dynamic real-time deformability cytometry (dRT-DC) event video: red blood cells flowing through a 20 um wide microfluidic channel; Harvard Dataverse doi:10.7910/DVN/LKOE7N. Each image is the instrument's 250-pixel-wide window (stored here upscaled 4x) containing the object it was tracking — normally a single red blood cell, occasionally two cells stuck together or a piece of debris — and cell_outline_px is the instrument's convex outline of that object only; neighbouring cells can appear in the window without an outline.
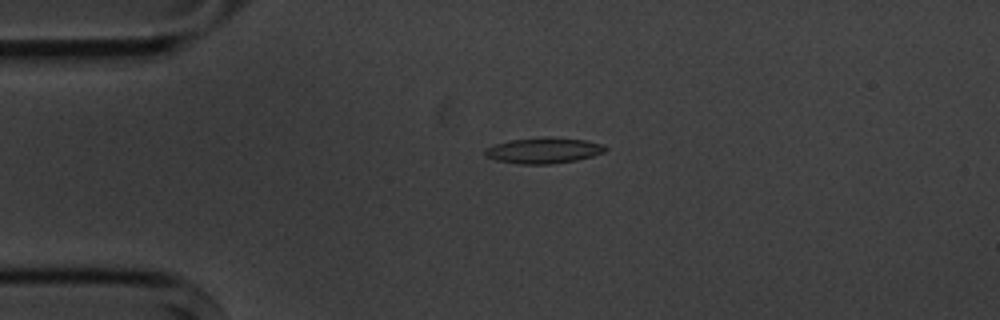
{"species": "common noctule bat (a hibernating species)", "species_latin": "Nyctalus noctula", "temperature_condition": "cold", "stored_images_in_passage": 3, "camera_frame_rate_fps": 3000, "um_per_image_px": 0.085, "animal": {"sex": "male", "body_mass_g": 20.1, "forearm_length_mm": 53.5}, "frame": {"image": 1, "passage_image": 2, "time_ms": 1.0, "image_size_px": [1000, 320], "cell_outline_px": [[608, 148], [604, 152], [592, 156], [576, 160], [552, 164], [520, 164], [496, 160], [484, 156], [484, 148], [496, 144], [512, 140], [544, 136], [548, 136], [584, 140], [604, 144]], "centroid_in_image_um": [46.2, 12.78], "position_along_channel_um": 38.8, "area_um2": 18.21}}